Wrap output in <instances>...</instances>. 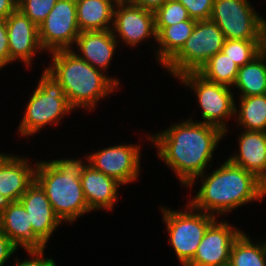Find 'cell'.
I'll return each instance as SVG.
<instances>
[{"instance_id": "cell-20", "label": "cell", "mask_w": 266, "mask_h": 266, "mask_svg": "<svg viewBox=\"0 0 266 266\" xmlns=\"http://www.w3.org/2000/svg\"><path fill=\"white\" fill-rule=\"evenodd\" d=\"M118 45V41L113 36L111 29L82 31L79 33L74 45L79 50L74 52L94 68L106 73Z\"/></svg>"}, {"instance_id": "cell-22", "label": "cell", "mask_w": 266, "mask_h": 266, "mask_svg": "<svg viewBox=\"0 0 266 266\" xmlns=\"http://www.w3.org/2000/svg\"><path fill=\"white\" fill-rule=\"evenodd\" d=\"M196 20H185L167 27H155L159 47L154 49L156 61L163 67L181 50L192 34Z\"/></svg>"}, {"instance_id": "cell-7", "label": "cell", "mask_w": 266, "mask_h": 266, "mask_svg": "<svg viewBox=\"0 0 266 266\" xmlns=\"http://www.w3.org/2000/svg\"><path fill=\"white\" fill-rule=\"evenodd\" d=\"M225 37L221 29L211 19L196 21L192 34L181 50L162 68L174 76L198 72L215 54L222 50Z\"/></svg>"}, {"instance_id": "cell-11", "label": "cell", "mask_w": 266, "mask_h": 266, "mask_svg": "<svg viewBox=\"0 0 266 266\" xmlns=\"http://www.w3.org/2000/svg\"><path fill=\"white\" fill-rule=\"evenodd\" d=\"M141 146L118 144L87 154L86 161L94 169L115 179L121 185L137 181L140 174Z\"/></svg>"}, {"instance_id": "cell-3", "label": "cell", "mask_w": 266, "mask_h": 266, "mask_svg": "<svg viewBox=\"0 0 266 266\" xmlns=\"http://www.w3.org/2000/svg\"><path fill=\"white\" fill-rule=\"evenodd\" d=\"M74 50L51 52V64L46 69L60 82L74 110L83 108L91 111L101 99L120 89V79L94 68L75 54Z\"/></svg>"}, {"instance_id": "cell-14", "label": "cell", "mask_w": 266, "mask_h": 266, "mask_svg": "<svg viewBox=\"0 0 266 266\" xmlns=\"http://www.w3.org/2000/svg\"><path fill=\"white\" fill-rule=\"evenodd\" d=\"M10 59L20 60L30 68L37 52H44L40 45L39 29L26 15L16 9L6 19Z\"/></svg>"}, {"instance_id": "cell-35", "label": "cell", "mask_w": 266, "mask_h": 266, "mask_svg": "<svg viewBox=\"0 0 266 266\" xmlns=\"http://www.w3.org/2000/svg\"><path fill=\"white\" fill-rule=\"evenodd\" d=\"M17 9L14 0H0V19H7Z\"/></svg>"}, {"instance_id": "cell-10", "label": "cell", "mask_w": 266, "mask_h": 266, "mask_svg": "<svg viewBox=\"0 0 266 266\" xmlns=\"http://www.w3.org/2000/svg\"><path fill=\"white\" fill-rule=\"evenodd\" d=\"M38 29L44 51L51 53L73 49L80 33L76 0H58Z\"/></svg>"}, {"instance_id": "cell-24", "label": "cell", "mask_w": 266, "mask_h": 266, "mask_svg": "<svg viewBox=\"0 0 266 266\" xmlns=\"http://www.w3.org/2000/svg\"><path fill=\"white\" fill-rule=\"evenodd\" d=\"M234 115L240 129L266 132V94L240 97ZM243 127V128H242Z\"/></svg>"}, {"instance_id": "cell-16", "label": "cell", "mask_w": 266, "mask_h": 266, "mask_svg": "<svg viewBox=\"0 0 266 266\" xmlns=\"http://www.w3.org/2000/svg\"><path fill=\"white\" fill-rule=\"evenodd\" d=\"M28 213L34 235L46 246L62 221L57 217L44 190L34 180L19 200Z\"/></svg>"}, {"instance_id": "cell-19", "label": "cell", "mask_w": 266, "mask_h": 266, "mask_svg": "<svg viewBox=\"0 0 266 266\" xmlns=\"http://www.w3.org/2000/svg\"><path fill=\"white\" fill-rule=\"evenodd\" d=\"M0 230L23 250L46 247L34 235L28 213L20 201L6 203L0 212Z\"/></svg>"}, {"instance_id": "cell-38", "label": "cell", "mask_w": 266, "mask_h": 266, "mask_svg": "<svg viewBox=\"0 0 266 266\" xmlns=\"http://www.w3.org/2000/svg\"><path fill=\"white\" fill-rule=\"evenodd\" d=\"M219 266H232L229 262L223 265H219Z\"/></svg>"}, {"instance_id": "cell-5", "label": "cell", "mask_w": 266, "mask_h": 266, "mask_svg": "<svg viewBox=\"0 0 266 266\" xmlns=\"http://www.w3.org/2000/svg\"><path fill=\"white\" fill-rule=\"evenodd\" d=\"M35 88L17 130L24 137L39 133L49 124L58 126L60 120L74 110L69 105L60 82L46 68Z\"/></svg>"}, {"instance_id": "cell-30", "label": "cell", "mask_w": 266, "mask_h": 266, "mask_svg": "<svg viewBox=\"0 0 266 266\" xmlns=\"http://www.w3.org/2000/svg\"><path fill=\"white\" fill-rule=\"evenodd\" d=\"M187 9L189 17L196 21L208 20L212 15L214 0H177Z\"/></svg>"}, {"instance_id": "cell-1", "label": "cell", "mask_w": 266, "mask_h": 266, "mask_svg": "<svg viewBox=\"0 0 266 266\" xmlns=\"http://www.w3.org/2000/svg\"><path fill=\"white\" fill-rule=\"evenodd\" d=\"M192 119L173 123L162 132L147 137L156 146L158 158L175 172L185 188L212 166L208 163L225 136L218 127Z\"/></svg>"}, {"instance_id": "cell-6", "label": "cell", "mask_w": 266, "mask_h": 266, "mask_svg": "<svg viewBox=\"0 0 266 266\" xmlns=\"http://www.w3.org/2000/svg\"><path fill=\"white\" fill-rule=\"evenodd\" d=\"M186 207L180 211L161 206L169 243L182 266H187L192 261L205 231L216 219L211 214L194 209L189 203Z\"/></svg>"}, {"instance_id": "cell-32", "label": "cell", "mask_w": 266, "mask_h": 266, "mask_svg": "<svg viewBox=\"0 0 266 266\" xmlns=\"http://www.w3.org/2000/svg\"><path fill=\"white\" fill-rule=\"evenodd\" d=\"M10 59L7 24L6 19H0V70L8 64H12Z\"/></svg>"}, {"instance_id": "cell-2", "label": "cell", "mask_w": 266, "mask_h": 266, "mask_svg": "<svg viewBox=\"0 0 266 266\" xmlns=\"http://www.w3.org/2000/svg\"><path fill=\"white\" fill-rule=\"evenodd\" d=\"M202 173L187 187L191 190L200 178V189L188 203L196 210L211 214L216 218L237 210L239 206L253 201H262L266 189L252 173L233 164L228 159L211 174Z\"/></svg>"}, {"instance_id": "cell-15", "label": "cell", "mask_w": 266, "mask_h": 266, "mask_svg": "<svg viewBox=\"0 0 266 266\" xmlns=\"http://www.w3.org/2000/svg\"><path fill=\"white\" fill-rule=\"evenodd\" d=\"M28 156L0 153V195L7 202L19 201L35 180V169Z\"/></svg>"}, {"instance_id": "cell-37", "label": "cell", "mask_w": 266, "mask_h": 266, "mask_svg": "<svg viewBox=\"0 0 266 266\" xmlns=\"http://www.w3.org/2000/svg\"><path fill=\"white\" fill-rule=\"evenodd\" d=\"M6 205V202L0 195V212L3 210L4 206Z\"/></svg>"}, {"instance_id": "cell-18", "label": "cell", "mask_w": 266, "mask_h": 266, "mask_svg": "<svg viewBox=\"0 0 266 266\" xmlns=\"http://www.w3.org/2000/svg\"><path fill=\"white\" fill-rule=\"evenodd\" d=\"M238 144L239 152L227 159L254 174L266 189V132L243 130Z\"/></svg>"}, {"instance_id": "cell-23", "label": "cell", "mask_w": 266, "mask_h": 266, "mask_svg": "<svg viewBox=\"0 0 266 266\" xmlns=\"http://www.w3.org/2000/svg\"><path fill=\"white\" fill-rule=\"evenodd\" d=\"M233 86L239 90V97L266 94V52L239 67Z\"/></svg>"}, {"instance_id": "cell-4", "label": "cell", "mask_w": 266, "mask_h": 266, "mask_svg": "<svg viewBox=\"0 0 266 266\" xmlns=\"http://www.w3.org/2000/svg\"><path fill=\"white\" fill-rule=\"evenodd\" d=\"M35 181L44 190L57 217L71 223L90 213L80 181L79 159L37 161Z\"/></svg>"}, {"instance_id": "cell-29", "label": "cell", "mask_w": 266, "mask_h": 266, "mask_svg": "<svg viewBox=\"0 0 266 266\" xmlns=\"http://www.w3.org/2000/svg\"><path fill=\"white\" fill-rule=\"evenodd\" d=\"M58 0H21L17 4L19 9L34 24L39 26L47 17Z\"/></svg>"}, {"instance_id": "cell-31", "label": "cell", "mask_w": 266, "mask_h": 266, "mask_svg": "<svg viewBox=\"0 0 266 266\" xmlns=\"http://www.w3.org/2000/svg\"><path fill=\"white\" fill-rule=\"evenodd\" d=\"M43 249H31V250H25L30 256V259H24L19 262V259L16 258L13 266H57L55 260L53 258H46L44 256V250Z\"/></svg>"}, {"instance_id": "cell-36", "label": "cell", "mask_w": 266, "mask_h": 266, "mask_svg": "<svg viewBox=\"0 0 266 266\" xmlns=\"http://www.w3.org/2000/svg\"><path fill=\"white\" fill-rule=\"evenodd\" d=\"M262 51L266 52V18H262Z\"/></svg>"}, {"instance_id": "cell-13", "label": "cell", "mask_w": 266, "mask_h": 266, "mask_svg": "<svg viewBox=\"0 0 266 266\" xmlns=\"http://www.w3.org/2000/svg\"><path fill=\"white\" fill-rule=\"evenodd\" d=\"M227 220L216 218L207 228L196 254L187 266H219L229 262L231 248L242 233Z\"/></svg>"}, {"instance_id": "cell-17", "label": "cell", "mask_w": 266, "mask_h": 266, "mask_svg": "<svg viewBox=\"0 0 266 266\" xmlns=\"http://www.w3.org/2000/svg\"><path fill=\"white\" fill-rule=\"evenodd\" d=\"M80 181L83 194L90 211H112L117 203L118 189L121 184L94 169L90 164H85L80 158Z\"/></svg>"}, {"instance_id": "cell-28", "label": "cell", "mask_w": 266, "mask_h": 266, "mask_svg": "<svg viewBox=\"0 0 266 266\" xmlns=\"http://www.w3.org/2000/svg\"><path fill=\"white\" fill-rule=\"evenodd\" d=\"M155 27H167L185 20H194L189 17L187 9L177 0H168L155 13Z\"/></svg>"}, {"instance_id": "cell-26", "label": "cell", "mask_w": 266, "mask_h": 266, "mask_svg": "<svg viewBox=\"0 0 266 266\" xmlns=\"http://www.w3.org/2000/svg\"><path fill=\"white\" fill-rule=\"evenodd\" d=\"M238 70L239 66L220 51L213 55L197 73L210 82L232 88Z\"/></svg>"}, {"instance_id": "cell-34", "label": "cell", "mask_w": 266, "mask_h": 266, "mask_svg": "<svg viewBox=\"0 0 266 266\" xmlns=\"http://www.w3.org/2000/svg\"><path fill=\"white\" fill-rule=\"evenodd\" d=\"M127 3L155 13L168 0H125Z\"/></svg>"}, {"instance_id": "cell-33", "label": "cell", "mask_w": 266, "mask_h": 266, "mask_svg": "<svg viewBox=\"0 0 266 266\" xmlns=\"http://www.w3.org/2000/svg\"><path fill=\"white\" fill-rule=\"evenodd\" d=\"M18 247L0 230V266H4Z\"/></svg>"}, {"instance_id": "cell-9", "label": "cell", "mask_w": 266, "mask_h": 266, "mask_svg": "<svg viewBox=\"0 0 266 266\" xmlns=\"http://www.w3.org/2000/svg\"><path fill=\"white\" fill-rule=\"evenodd\" d=\"M262 18L250 0H214L210 17L230 40H262Z\"/></svg>"}, {"instance_id": "cell-12", "label": "cell", "mask_w": 266, "mask_h": 266, "mask_svg": "<svg viewBox=\"0 0 266 266\" xmlns=\"http://www.w3.org/2000/svg\"><path fill=\"white\" fill-rule=\"evenodd\" d=\"M111 30L118 44L122 40L129 47L138 46L150 37L157 41L154 13L125 0H119L115 6Z\"/></svg>"}, {"instance_id": "cell-8", "label": "cell", "mask_w": 266, "mask_h": 266, "mask_svg": "<svg viewBox=\"0 0 266 266\" xmlns=\"http://www.w3.org/2000/svg\"><path fill=\"white\" fill-rule=\"evenodd\" d=\"M176 79L188 89L193 91L200 109L201 116L206 123L218 127L227 134L228 126L227 119L234 115L235 99L232 88L210 82L200 76L197 72H189L178 76Z\"/></svg>"}, {"instance_id": "cell-21", "label": "cell", "mask_w": 266, "mask_h": 266, "mask_svg": "<svg viewBox=\"0 0 266 266\" xmlns=\"http://www.w3.org/2000/svg\"><path fill=\"white\" fill-rule=\"evenodd\" d=\"M119 0H76L77 24L82 31L112 29L114 9Z\"/></svg>"}, {"instance_id": "cell-27", "label": "cell", "mask_w": 266, "mask_h": 266, "mask_svg": "<svg viewBox=\"0 0 266 266\" xmlns=\"http://www.w3.org/2000/svg\"><path fill=\"white\" fill-rule=\"evenodd\" d=\"M262 40L226 39L221 52L227 55L239 67L251 62L262 52Z\"/></svg>"}, {"instance_id": "cell-39", "label": "cell", "mask_w": 266, "mask_h": 266, "mask_svg": "<svg viewBox=\"0 0 266 266\" xmlns=\"http://www.w3.org/2000/svg\"><path fill=\"white\" fill-rule=\"evenodd\" d=\"M17 4L21 1V0H14Z\"/></svg>"}, {"instance_id": "cell-25", "label": "cell", "mask_w": 266, "mask_h": 266, "mask_svg": "<svg viewBox=\"0 0 266 266\" xmlns=\"http://www.w3.org/2000/svg\"><path fill=\"white\" fill-rule=\"evenodd\" d=\"M244 231L234 241L229 263L232 266H266V240L257 243Z\"/></svg>"}]
</instances>
